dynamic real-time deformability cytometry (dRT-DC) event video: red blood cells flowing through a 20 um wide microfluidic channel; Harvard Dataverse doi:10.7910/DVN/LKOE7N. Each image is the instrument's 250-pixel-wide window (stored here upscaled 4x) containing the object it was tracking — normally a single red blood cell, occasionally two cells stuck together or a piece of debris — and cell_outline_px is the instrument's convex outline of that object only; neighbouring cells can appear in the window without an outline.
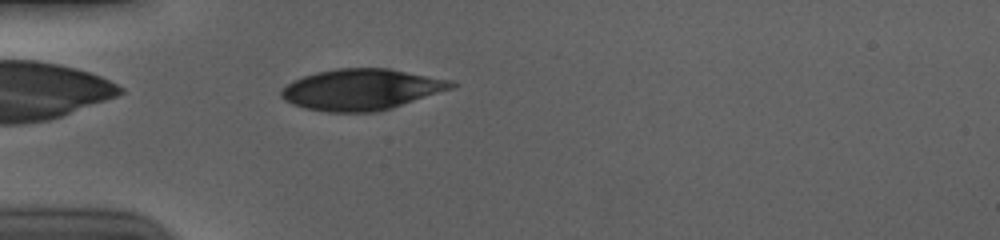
{"species": "human", "species_latin": "Homo sapiens", "temperature_condition": "cold", "stored_images_in_passage": 42, "camera_frame_rate_fps": 3000, "um_per_image_px": 0.085, "donor": {"sex": "male"}, "frame": {"image": 1, "passage_image": 3, "time_ms": 0.667, "image_size_px": [1000, 240], "cell_outline_px": [[460, 84], [452, 88], [392, 108], [376, 112], [328, 112], [304, 108], [292, 104], [284, 100], [280, 96], [280, 88], [292, 80], [316, 72], [336, 68], [388, 68], [452, 80]], "centroid_in_image_um": [30.69, 7.6], "position_along_channel_um": 54.3, "area_um2": 40.92}}
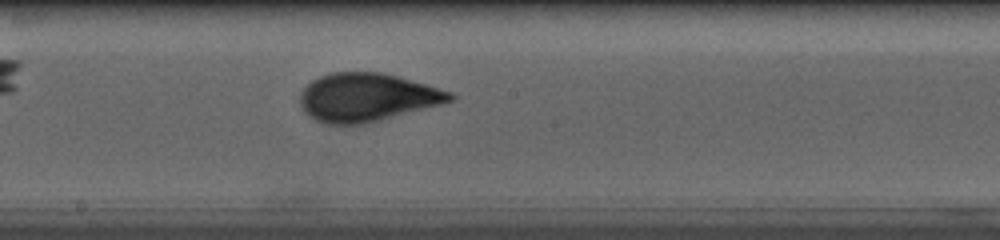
{"frame": {"image": 2, "passage_image": 17, "time_ms": 5.333, "image_size_px": [1000, 240], "cell_outline_px": [[456, 100], [380, 120], [364, 124], [328, 124], [316, 120], [308, 116], [304, 112], [300, 104], [300, 92], [312, 80], [320, 76], [332, 72], [384, 72], [452, 92], [456, 96]], "centroid_in_image_um": [31.19, 8.27], "position_along_channel_um": 217.0, "area_um2": 42.14}}
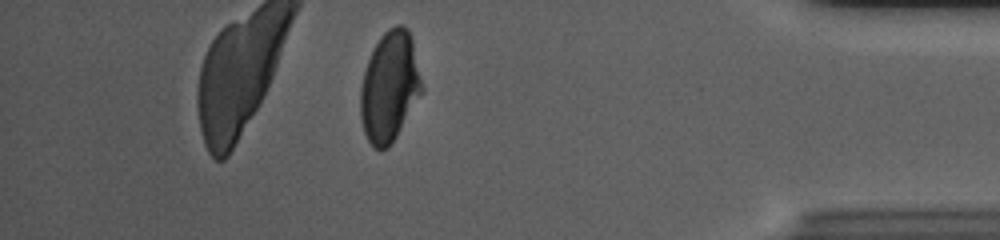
{"frame": {"image": 3, "passage_image": 35, "time_ms": 11.333, "image_size_px": [1000, 240], "cell_outline_px": [[424, 92], [396, 136], [388, 148], [380, 152], [372, 148], [364, 132], [360, 116], [360, 88], [364, 72], [372, 48], [380, 36], [388, 28], [396, 24], [404, 24], [408, 28], [412, 40], [424, 88]], "centroid_in_image_um": [33.12, 7.38], "position_along_channel_um": 402.1, "area_um2": 40.06}, "authors_computed_cell_mechanics": {"area_um2": 40.9802, "velocity_mm_per_s": 3.7066, "shape_relaxation_time_tau1_ms": 5.0345, "shape_relaxation_time_tau2_ms": null, "deformation_change_tau1": 0.1605, "deformation_change_tau2": null}}